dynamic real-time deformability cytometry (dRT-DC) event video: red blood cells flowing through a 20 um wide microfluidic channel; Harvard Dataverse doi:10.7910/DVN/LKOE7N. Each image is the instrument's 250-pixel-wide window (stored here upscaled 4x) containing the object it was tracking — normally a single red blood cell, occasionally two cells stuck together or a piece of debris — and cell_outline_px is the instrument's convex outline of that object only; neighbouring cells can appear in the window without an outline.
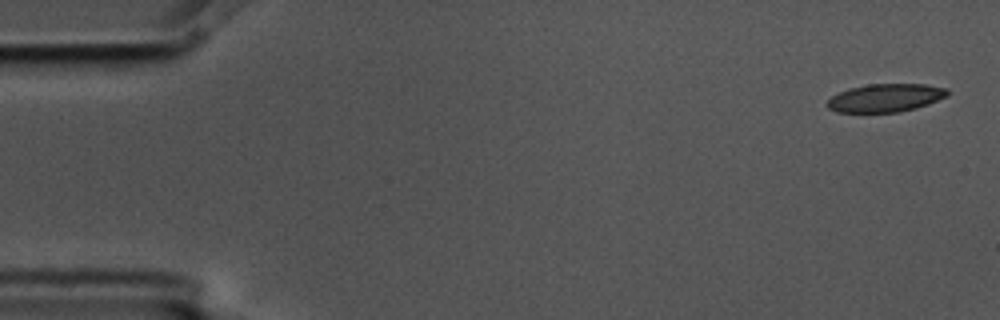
{"species": "common noctule bat (a hibernating species)", "species_latin": "Nyctalus noctula", "temperature_condition": "cold", "stored_images_in_passage": 5, "camera_frame_rate_fps": 3000, "um_per_image_px": 0.085, "animal": {"sex": "male", "body_mass_g": 17.5, "forearm_length_mm": 52.3}, "frame": {"image": 1, "passage_image": 1, "time_ms": 0.0, "image_size_px": [1000, 320], "cell_outline_px": [[948, 96], [928, 104], [916, 108], [900, 112], [836, 112], [828, 108], [824, 104], [832, 96], [840, 92], [852, 88], [868, 84], [924, 84], [948, 88]], "centroid_in_image_um": [75.28, 8.32], "position_along_channel_um": 9.7, "area_um2": 19.71}}